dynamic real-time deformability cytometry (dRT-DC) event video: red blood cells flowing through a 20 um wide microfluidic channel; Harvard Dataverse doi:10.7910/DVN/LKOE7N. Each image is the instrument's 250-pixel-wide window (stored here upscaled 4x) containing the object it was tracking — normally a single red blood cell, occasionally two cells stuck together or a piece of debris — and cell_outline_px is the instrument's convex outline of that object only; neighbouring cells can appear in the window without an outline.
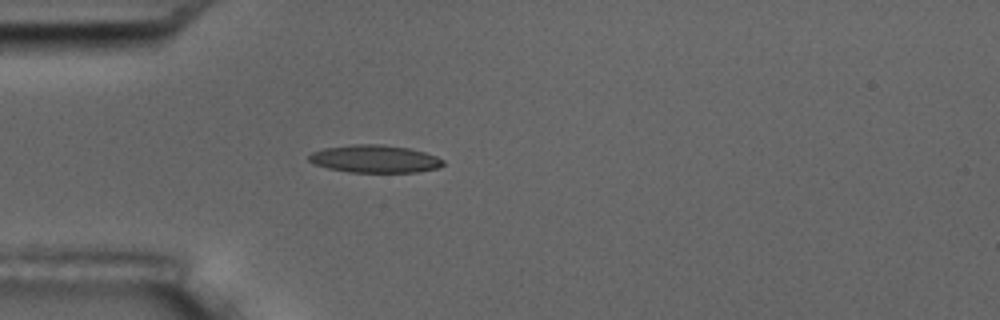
{"species": "common noctule bat (a hibernating species)", "species_latin": "Nyctalus noctula", "temperature_condition": "room temperature", "stored_images_in_passage": 1, "camera_frame_rate_fps": 3000, "um_per_image_px": 0.085, "animal": {"sex": "male", "body_mass_g": 17.5, "forearm_length_mm": 52.3}, "frame": {"image": 1, "passage_image": 1, "time_ms": 0.0, "image_size_px": [1000, 320], "cell_outline_px": [[444, 164], [440, 168], [416, 172], [348, 172], [328, 168], [316, 164], [308, 160], [308, 156], [312, 152], [324, 148], [352, 144], [380, 144], [408, 148], [424, 152], [436, 156], [444, 160]], "centroid_in_image_um": [31.87, 13.5], "position_along_channel_um": 53.1, "area_um2": 21.62}}